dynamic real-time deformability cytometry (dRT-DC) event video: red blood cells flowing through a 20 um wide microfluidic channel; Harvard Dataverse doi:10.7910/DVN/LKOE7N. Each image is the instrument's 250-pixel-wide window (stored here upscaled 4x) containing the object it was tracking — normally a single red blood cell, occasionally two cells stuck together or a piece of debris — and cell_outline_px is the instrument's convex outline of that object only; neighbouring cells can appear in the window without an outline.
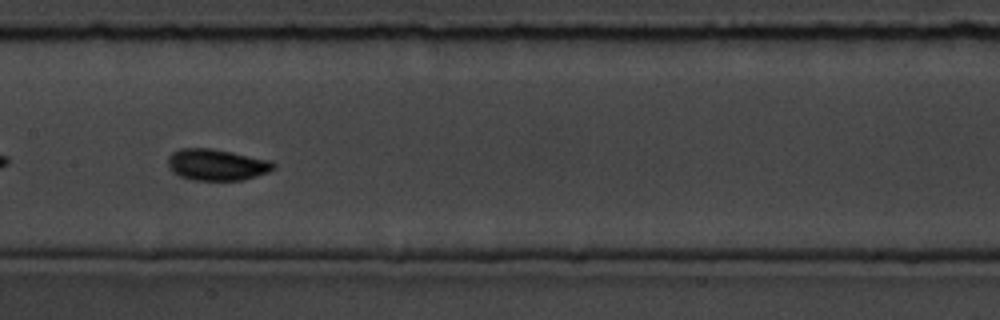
{"species": "common noctule bat (a hibernating species)", "species_latin": "Nyctalus noctula", "temperature_condition": "room temperature", "stored_images_in_passage": 40, "camera_frame_rate_fps": 3000, "um_per_image_px": 0.085, "animal": {"sex": "male", "body_mass_g": 19.5, "forearm_length_mm": 54.6}, "frame": {"image": 1, "passage_image": 12, "time_ms": 3.667, "image_size_px": [1000, 320], "cell_outline_px": [[276, 168], [268, 172], [244, 180], [192, 180], [180, 176], [172, 172], [168, 168], [168, 156], [172, 152], [180, 148], [212, 148], [232, 152], [268, 160], [276, 164]], "centroid_in_image_um": [18.39, 14.0], "position_along_channel_um": 189.0, "area_um2": 19.42}}
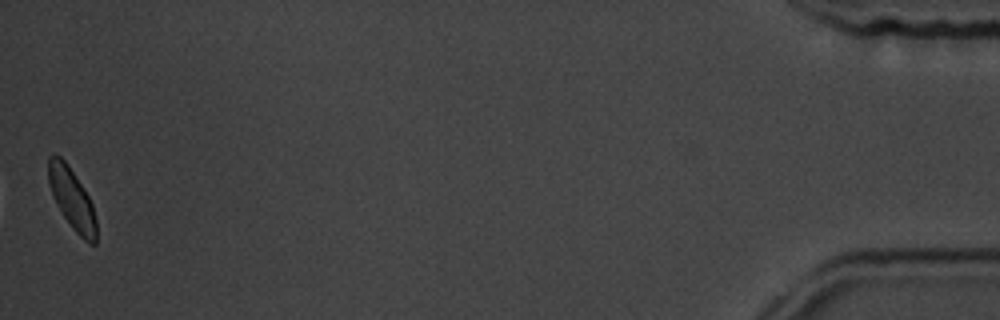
{"frame": {"image": 2, "passage_image": 40, "time_ms": 13.0, "image_size_px": [1000, 320], "cell_outline_px": [[96, 244], [88, 244], [72, 228], [56, 204], [48, 180], [48, 156], [52, 152], [60, 156], [68, 164], [88, 196], [92, 204], [96, 220]], "centroid_in_image_um": [6.1, 16.89], "position_along_channel_um": 429.1, "area_um2": 16.94}, "authors_computed_cell_mechanics": {"area_um2": 18.0625, "velocity_mm_per_s": 3.5893, "shape_relaxation_time_tau1_ms": 2.8914, "shape_relaxation_time_tau2_ms": null, "deformation_change_tau1": 0.074, "deformation_change_tau2": null}}